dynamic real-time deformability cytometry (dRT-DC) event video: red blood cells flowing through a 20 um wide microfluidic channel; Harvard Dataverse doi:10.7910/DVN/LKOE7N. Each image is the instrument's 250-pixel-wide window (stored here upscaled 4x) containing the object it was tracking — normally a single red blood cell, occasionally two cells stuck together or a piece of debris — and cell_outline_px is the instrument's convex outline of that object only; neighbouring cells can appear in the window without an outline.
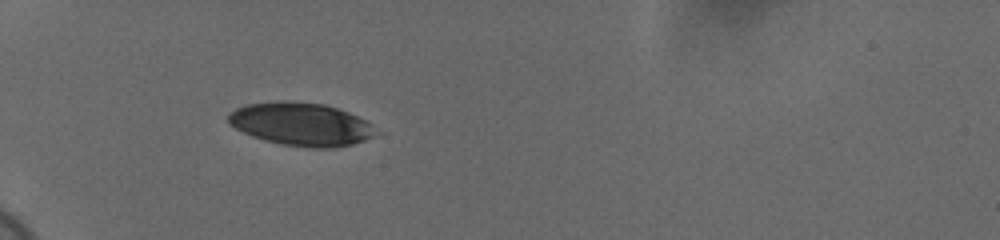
{"species": "human", "species_latin": "Homo sapiens", "temperature_condition": "cold", "stored_images_in_passage": 34, "camera_frame_rate_fps": 3000, "um_per_image_px": 0.085, "donor": {"sex": "female"}, "frame": {"image": 1, "passage_image": 1, "time_ms": 0.0, "image_size_px": [1000, 240], "cell_outline_px": [[376, 136], [352, 144], [332, 148], [308, 148], [280, 144], [264, 140], [252, 136], [228, 124], [228, 116], [236, 108], [248, 104], [280, 100], [324, 104], [348, 112], [372, 124]], "centroid_in_image_um": [25.58, 10.56], "position_along_channel_um": 59.4, "area_um2": 36.88}}
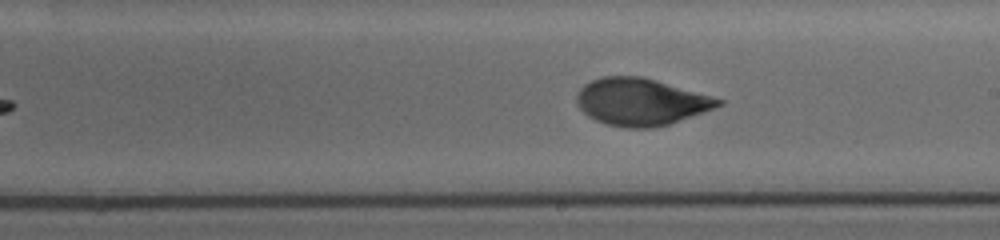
{"frame": {"image": 2, "passage_image": 17, "time_ms": 5.333, "image_size_px": [1000, 240], "cell_outline_px": [[724, 104], [668, 124], [652, 128], [624, 128], [608, 124], [596, 120], [588, 116], [580, 108], [576, 100], [576, 96], [580, 88], [584, 84], [600, 76], [640, 76], [656, 80], [712, 96], [724, 100]], "centroid_in_image_um": [54.44, 8.65], "position_along_channel_um": 234.6, "area_um2": 38.55}}
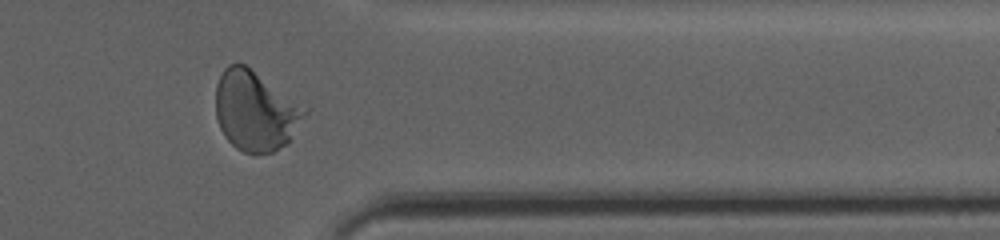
{"frame": {"image": 3, "passage_image": 30, "time_ms": 9.667, "image_size_px": [1000, 240], "cell_outline_px": [[308, 112], [288, 144], [272, 152], [252, 156], [236, 148], [224, 136], [216, 120], [216, 84], [224, 68], [228, 64], [244, 64]], "centroid_in_image_um": [21.65, 9.5], "position_along_channel_um": 389.7, "area_um2": 40.75}, "authors_computed_cell_mechanics": {"area_um2": 38.6682, "velocity_mm_per_s": 3.6823, "shape_relaxation_time_tau1_ms": 3.3113, "shape_relaxation_time_tau2_ms": null, "deformation_change_tau1": 0.1389, "deformation_change_tau2": null}}